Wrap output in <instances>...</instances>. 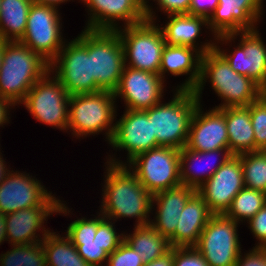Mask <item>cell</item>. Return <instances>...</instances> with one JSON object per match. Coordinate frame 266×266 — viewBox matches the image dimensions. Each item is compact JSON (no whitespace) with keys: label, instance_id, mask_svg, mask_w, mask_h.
<instances>
[{"label":"cell","instance_id":"39","mask_svg":"<svg viewBox=\"0 0 266 266\" xmlns=\"http://www.w3.org/2000/svg\"><path fill=\"white\" fill-rule=\"evenodd\" d=\"M173 266H209L194 247H173Z\"/></svg>","mask_w":266,"mask_h":266},{"label":"cell","instance_id":"35","mask_svg":"<svg viewBox=\"0 0 266 266\" xmlns=\"http://www.w3.org/2000/svg\"><path fill=\"white\" fill-rule=\"evenodd\" d=\"M97 216L94 218L80 217L72 221L67 227L66 236L71 241H91L94 240L98 225L105 219V217L97 211Z\"/></svg>","mask_w":266,"mask_h":266},{"label":"cell","instance_id":"5","mask_svg":"<svg viewBox=\"0 0 266 266\" xmlns=\"http://www.w3.org/2000/svg\"><path fill=\"white\" fill-rule=\"evenodd\" d=\"M171 91L174 95L170 101H161L145 111L148 118H152L157 146L180 150L186 146L190 123L199 101L193 91Z\"/></svg>","mask_w":266,"mask_h":266},{"label":"cell","instance_id":"41","mask_svg":"<svg viewBox=\"0 0 266 266\" xmlns=\"http://www.w3.org/2000/svg\"><path fill=\"white\" fill-rule=\"evenodd\" d=\"M235 266H266V248L253 246L248 252H241Z\"/></svg>","mask_w":266,"mask_h":266},{"label":"cell","instance_id":"32","mask_svg":"<svg viewBox=\"0 0 266 266\" xmlns=\"http://www.w3.org/2000/svg\"><path fill=\"white\" fill-rule=\"evenodd\" d=\"M10 246L0 254V266H47L42 242Z\"/></svg>","mask_w":266,"mask_h":266},{"label":"cell","instance_id":"43","mask_svg":"<svg viewBox=\"0 0 266 266\" xmlns=\"http://www.w3.org/2000/svg\"><path fill=\"white\" fill-rule=\"evenodd\" d=\"M218 4L219 0H191L188 14L209 19Z\"/></svg>","mask_w":266,"mask_h":266},{"label":"cell","instance_id":"31","mask_svg":"<svg viewBox=\"0 0 266 266\" xmlns=\"http://www.w3.org/2000/svg\"><path fill=\"white\" fill-rule=\"evenodd\" d=\"M266 204V193L244 187L233 198L225 215L237 223L250 220Z\"/></svg>","mask_w":266,"mask_h":266},{"label":"cell","instance_id":"4","mask_svg":"<svg viewBox=\"0 0 266 266\" xmlns=\"http://www.w3.org/2000/svg\"><path fill=\"white\" fill-rule=\"evenodd\" d=\"M116 103L113 92L109 90L71 95L67 132L77 139L105 132V141L109 144L118 116Z\"/></svg>","mask_w":266,"mask_h":266},{"label":"cell","instance_id":"29","mask_svg":"<svg viewBox=\"0 0 266 266\" xmlns=\"http://www.w3.org/2000/svg\"><path fill=\"white\" fill-rule=\"evenodd\" d=\"M32 0H1L0 39L20 41L25 34Z\"/></svg>","mask_w":266,"mask_h":266},{"label":"cell","instance_id":"36","mask_svg":"<svg viewBox=\"0 0 266 266\" xmlns=\"http://www.w3.org/2000/svg\"><path fill=\"white\" fill-rule=\"evenodd\" d=\"M78 254L91 266H105L109 253L97 242V234L91 241H71ZM104 264V265H103Z\"/></svg>","mask_w":266,"mask_h":266},{"label":"cell","instance_id":"42","mask_svg":"<svg viewBox=\"0 0 266 266\" xmlns=\"http://www.w3.org/2000/svg\"><path fill=\"white\" fill-rule=\"evenodd\" d=\"M191 0H157V10L163 12L166 16L172 14H188Z\"/></svg>","mask_w":266,"mask_h":266},{"label":"cell","instance_id":"16","mask_svg":"<svg viewBox=\"0 0 266 266\" xmlns=\"http://www.w3.org/2000/svg\"><path fill=\"white\" fill-rule=\"evenodd\" d=\"M165 83L158 74L125 66L113 94L124 100L125 109L146 110L163 101Z\"/></svg>","mask_w":266,"mask_h":266},{"label":"cell","instance_id":"40","mask_svg":"<svg viewBox=\"0 0 266 266\" xmlns=\"http://www.w3.org/2000/svg\"><path fill=\"white\" fill-rule=\"evenodd\" d=\"M247 223L248 229L258 241L255 247L266 248V204Z\"/></svg>","mask_w":266,"mask_h":266},{"label":"cell","instance_id":"2","mask_svg":"<svg viewBox=\"0 0 266 266\" xmlns=\"http://www.w3.org/2000/svg\"><path fill=\"white\" fill-rule=\"evenodd\" d=\"M207 82L221 98V103L215 108L249 106L265 92L252 79L235 72L216 49L201 57L200 79L193 90L199 103Z\"/></svg>","mask_w":266,"mask_h":266},{"label":"cell","instance_id":"38","mask_svg":"<svg viewBox=\"0 0 266 266\" xmlns=\"http://www.w3.org/2000/svg\"><path fill=\"white\" fill-rule=\"evenodd\" d=\"M144 262L134 249L123 240L119 246L109 254L105 266H143Z\"/></svg>","mask_w":266,"mask_h":266},{"label":"cell","instance_id":"7","mask_svg":"<svg viewBox=\"0 0 266 266\" xmlns=\"http://www.w3.org/2000/svg\"><path fill=\"white\" fill-rule=\"evenodd\" d=\"M259 30L219 35L216 37L215 49L235 72L249 77L266 92V43ZM235 39L239 43L236 46L233 45L234 49L232 48L231 51L227 48L221 49L224 45L230 48L232 42L233 44L236 42Z\"/></svg>","mask_w":266,"mask_h":266},{"label":"cell","instance_id":"22","mask_svg":"<svg viewBox=\"0 0 266 266\" xmlns=\"http://www.w3.org/2000/svg\"><path fill=\"white\" fill-rule=\"evenodd\" d=\"M195 192L193 188L181 184L153 195L151 215L155 213V216L150 219V224L169 240L171 247H174V232L181 212Z\"/></svg>","mask_w":266,"mask_h":266},{"label":"cell","instance_id":"37","mask_svg":"<svg viewBox=\"0 0 266 266\" xmlns=\"http://www.w3.org/2000/svg\"><path fill=\"white\" fill-rule=\"evenodd\" d=\"M116 231L115 222L106 218L97 227V242L109 254L124 240V233Z\"/></svg>","mask_w":266,"mask_h":266},{"label":"cell","instance_id":"17","mask_svg":"<svg viewBox=\"0 0 266 266\" xmlns=\"http://www.w3.org/2000/svg\"><path fill=\"white\" fill-rule=\"evenodd\" d=\"M63 202L66 201H60L58 206H35L7 214L6 234L8 243L24 245L42 242L51 232L49 228L46 229L44 226L50 215H71L73 208L69 209Z\"/></svg>","mask_w":266,"mask_h":266},{"label":"cell","instance_id":"44","mask_svg":"<svg viewBox=\"0 0 266 266\" xmlns=\"http://www.w3.org/2000/svg\"><path fill=\"white\" fill-rule=\"evenodd\" d=\"M15 108V105L7 100V99H3L0 98V127H4V125L6 124H10V112L12 108Z\"/></svg>","mask_w":266,"mask_h":266},{"label":"cell","instance_id":"14","mask_svg":"<svg viewBox=\"0 0 266 266\" xmlns=\"http://www.w3.org/2000/svg\"><path fill=\"white\" fill-rule=\"evenodd\" d=\"M120 117L118 120L115 118V129L109 146L111 145L116 152L125 150L127 159L126 162L119 160L114 153L112 156L108 155L106 161L127 165L139 154L158 146L153 134L152 118H148L145 110L125 109Z\"/></svg>","mask_w":266,"mask_h":266},{"label":"cell","instance_id":"18","mask_svg":"<svg viewBox=\"0 0 266 266\" xmlns=\"http://www.w3.org/2000/svg\"><path fill=\"white\" fill-rule=\"evenodd\" d=\"M263 1L219 0L218 6L208 19L212 37L256 30L265 12Z\"/></svg>","mask_w":266,"mask_h":266},{"label":"cell","instance_id":"33","mask_svg":"<svg viewBox=\"0 0 266 266\" xmlns=\"http://www.w3.org/2000/svg\"><path fill=\"white\" fill-rule=\"evenodd\" d=\"M246 188L266 193V153L263 150L238 155Z\"/></svg>","mask_w":266,"mask_h":266},{"label":"cell","instance_id":"3","mask_svg":"<svg viewBox=\"0 0 266 266\" xmlns=\"http://www.w3.org/2000/svg\"><path fill=\"white\" fill-rule=\"evenodd\" d=\"M49 71V63L20 41H3L0 98L20 105L27 92Z\"/></svg>","mask_w":266,"mask_h":266},{"label":"cell","instance_id":"25","mask_svg":"<svg viewBox=\"0 0 266 266\" xmlns=\"http://www.w3.org/2000/svg\"><path fill=\"white\" fill-rule=\"evenodd\" d=\"M179 154L181 184L196 191L232 156L229 149L194 151L186 147L181 148ZM211 158L215 159V162L211 163L212 165L207 161ZM205 161L208 162L207 165L204 164Z\"/></svg>","mask_w":266,"mask_h":266},{"label":"cell","instance_id":"48","mask_svg":"<svg viewBox=\"0 0 266 266\" xmlns=\"http://www.w3.org/2000/svg\"><path fill=\"white\" fill-rule=\"evenodd\" d=\"M6 161L3 159V155L1 153V147H0V184L10 171L9 166L7 167Z\"/></svg>","mask_w":266,"mask_h":266},{"label":"cell","instance_id":"6","mask_svg":"<svg viewBox=\"0 0 266 266\" xmlns=\"http://www.w3.org/2000/svg\"><path fill=\"white\" fill-rule=\"evenodd\" d=\"M49 71L61 82L70 96L101 91L91 76L88 29H83L70 41L66 39L59 54L49 63Z\"/></svg>","mask_w":266,"mask_h":266},{"label":"cell","instance_id":"45","mask_svg":"<svg viewBox=\"0 0 266 266\" xmlns=\"http://www.w3.org/2000/svg\"><path fill=\"white\" fill-rule=\"evenodd\" d=\"M139 6L146 12V18L147 20L149 21H152V22H157V16H156V13L153 11L154 9L153 8H156L153 7L151 5V3L149 2V0H135ZM151 1V0H150ZM157 0H152V2L156 3ZM150 5H149V4Z\"/></svg>","mask_w":266,"mask_h":266},{"label":"cell","instance_id":"34","mask_svg":"<svg viewBox=\"0 0 266 266\" xmlns=\"http://www.w3.org/2000/svg\"><path fill=\"white\" fill-rule=\"evenodd\" d=\"M255 152L266 149V92L250 104Z\"/></svg>","mask_w":266,"mask_h":266},{"label":"cell","instance_id":"21","mask_svg":"<svg viewBox=\"0 0 266 266\" xmlns=\"http://www.w3.org/2000/svg\"><path fill=\"white\" fill-rule=\"evenodd\" d=\"M202 106L198 103L193 114L185 147L194 151L229 149L224 109L212 107L205 112Z\"/></svg>","mask_w":266,"mask_h":266},{"label":"cell","instance_id":"19","mask_svg":"<svg viewBox=\"0 0 266 266\" xmlns=\"http://www.w3.org/2000/svg\"><path fill=\"white\" fill-rule=\"evenodd\" d=\"M245 187L238 155H232L197 192L213 214H225L233 198Z\"/></svg>","mask_w":266,"mask_h":266},{"label":"cell","instance_id":"10","mask_svg":"<svg viewBox=\"0 0 266 266\" xmlns=\"http://www.w3.org/2000/svg\"><path fill=\"white\" fill-rule=\"evenodd\" d=\"M127 166L152 195L181 185L179 149L158 146L139 154Z\"/></svg>","mask_w":266,"mask_h":266},{"label":"cell","instance_id":"20","mask_svg":"<svg viewBox=\"0 0 266 266\" xmlns=\"http://www.w3.org/2000/svg\"><path fill=\"white\" fill-rule=\"evenodd\" d=\"M87 8V22L84 29L115 31L124 26L141 23L146 12L135 0H81ZM119 21H122L120 26Z\"/></svg>","mask_w":266,"mask_h":266},{"label":"cell","instance_id":"12","mask_svg":"<svg viewBox=\"0 0 266 266\" xmlns=\"http://www.w3.org/2000/svg\"><path fill=\"white\" fill-rule=\"evenodd\" d=\"M59 10L54 6L33 2L28 12L25 34L20 40L48 63L59 54L66 42Z\"/></svg>","mask_w":266,"mask_h":266},{"label":"cell","instance_id":"26","mask_svg":"<svg viewBox=\"0 0 266 266\" xmlns=\"http://www.w3.org/2000/svg\"><path fill=\"white\" fill-rule=\"evenodd\" d=\"M213 213L196 191L187 201L174 232V247L195 246Z\"/></svg>","mask_w":266,"mask_h":266},{"label":"cell","instance_id":"8","mask_svg":"<svg viewBox=\"0 0 266 266\" xmlns=\"http://www.w3.org/2000/svg\"><path fill=\"white\" fill-rule=\"evenodd\" d=\"M123 46L125 66L159 75L166 45L159 24L145 20L115 30Z\"/></svg>","mask_w":266,"mask_h":266},{"label":"cell","instance_id":"46","mask_svg":"<svg viewBox=\"0 0 266 266\" xmlns=\"http://www.w3.org/2000/svg\"><path fill=\"white\" fill-rule=\"evenodd\" d=\"M143 266H173V247L171 250L162 257L155 259L149 263H145Z\"/></svg>","mask_w":266,"mask_h":266},{"label":"cell","instance_id":"27","mask_svg":"<svg viewBox=\"0 0 266 266\" xmlns=\"http://www.w3.org/2000/svg\"><path fill=\"white\" fill-rule=\"evenodd\" d=\"M223 109L228 132L229 152L232 155L255 152L250 105Z\"/></svg>","mask_w":266,"mask_h":266},{"label":"cell","instance_id":"49","mask_svg":"<svg viewBox=\"0 0 266 266\" xmlns=\"http://www.w3.org/2000/svg\"><path fill=\"white\" fill-rule=\"evenodd\" d=\"M32 1L35 3L50 5L59 8L60 5L64 4L65 2H70L71 0H32Z\"/></svg>","mask_w":266,"mask_h":266},{"label":"cell","instance_id":"23","mask_svg":"<svg viewBox=\"0 0 266 266\" xmlns=\"http://www.w3.org/2000/svg\"><path fill=\"white\" fill-rule=\"evenodd\" d=\"M167 20L164 26L161 24L159 26L166 45L192 47L198 50L202 55L215 49L216 37H211L209 39L210 41L206 39V42L198 41L203 31L202 28H207V30L210 31L208 19L202 16H192L190 14H172L167 15Z\"/></svg>","mask_w":266,"mask_h":266},{"label":"cell","instance_id":"30","mask_svg":"<svg viewBox=\"0 0 266 266\" xmlns=\"http://www.w3.org/2000/svg\"><path fill=\"white\" fill-rule=\"evenodd\" d=\"M42 247L47 266H91L78 254L77 248L65 234L51 230L42 241Z\"/></svg>","mask_w":266,"mask_h":266},{"label":"cell","instance_id":"9","mask_svg":"<svg viewBox=\"0 0 266 266\" xmlns=\"http://www.w3.org/2000/svg\"><path fill=\"white\" fill-rule=\"evenodd\" d=\"M69 97L61 82L48 71L27 92L21 104L36 121L67 132Z\"/></svg>","mask_w":266,"mask_h":266},{"label":"cell","instance_id":"28","mask_svg":"<svg viewBox=\"0 0 266 266\" xmlns=\"http://www.w3.org/2000/svg\"><path fill=\"white\" fill-rule=\"evenodd\" d=\"M133 232L125 231L124 240L141 257L144 264L164 256L171 250L168 239L163 237L150 223L133 227Z\"/></svg>","mask_w":266,"mask_h":266},{"label":"cell","instance_id":"13","mask_svg":"<svg viewBox=\"0 0 266 266\" xmlns=\"http://www.w3.org/2000/svg\"><path fill=\"white\" fill-rule=\"evenodd\" d=\"M225 214H213L194 246L209 266H235L242 252L238 225Z\"/></svg>","mask_w":266,"mask_h":266},{"label":"cell","instance_id":"24","mask_svg":"<svg viewBox=\"0 0 266 266\" xmlns=\"http://www.w3.org/2000/svg\"><path fill=\"white\" fill-rule=\"evenodd\" d=\"M202 54L195 48L180 45H165L162 50L159 76L166 82L165 76H186L175 90L193 91L200 79ZM168 75H165L167 74ZM189 75V76H188Z\"/></svg>","mask_w":266,"mask_h":266},{"label":"cell","instance_id":"15","mask_svg":"<svg viewBox=\"0 0 266 266\" xmlns=\"http://www.w3.org/2000/svg\"><path fill=\"white\" fill-rule=\"evenodd\" d=\"M37 178L10 170L0 184V212L7 215L35 206H58L61 201Z\"/></svg>","mask_w":266,"mask_h":266},{"label":"cell","instance_id":"1","mask_svg":"<svg viewBox=\"0 0 266 266\" xmlns=\"http://www.w3.org/2000/svg\"><path fill=\"white\" fill-rule=\"evenodd\" d=\"M104 166L99 213L115 223L122 218H136L135 226L149 224L153 195L127 165L105 162Z\"/></svg>","mask_w":266,"mask_h":266},{"label":"cell","instance_id":"47","mask_svg":"<svg viewBox=\"0 0 266 266\" xmlns=\"http://www.w3.org/2000/svg\"><path fill=\"white\" fill-rule=\"evenodd\" d=\"M5 241H8L6 234V215L0 212V246Z\"/></svg>","mask_w":266,"mask_h":266},{"label":"cell","instance_id":"50","mask_svg":"<svg viewBox=\"0 0 266 266\" xmlns=\"http://www.w3.org/2000/svg\"><path fill=\"white\" fill-rule=\"evenodd\" d=\"M2 54H3V40L0 39V69L2 64Z\"/></svg>","mask_w":266,"mask_h":266},{"label":"cell","instance_id":"11","mask_svg":"<svg viewBox=\"0 0 266 266\" xmlns=\"http://www.w3.org/2000/svg\"><path fill=\"white\" fill-rule=\"evenodd\" d=\"M91 76L101 90L114 92L125 67L123 46L116 31L88 30Z\"/></svg>","mask_w":266,"mask_h":266}]
</instances>
